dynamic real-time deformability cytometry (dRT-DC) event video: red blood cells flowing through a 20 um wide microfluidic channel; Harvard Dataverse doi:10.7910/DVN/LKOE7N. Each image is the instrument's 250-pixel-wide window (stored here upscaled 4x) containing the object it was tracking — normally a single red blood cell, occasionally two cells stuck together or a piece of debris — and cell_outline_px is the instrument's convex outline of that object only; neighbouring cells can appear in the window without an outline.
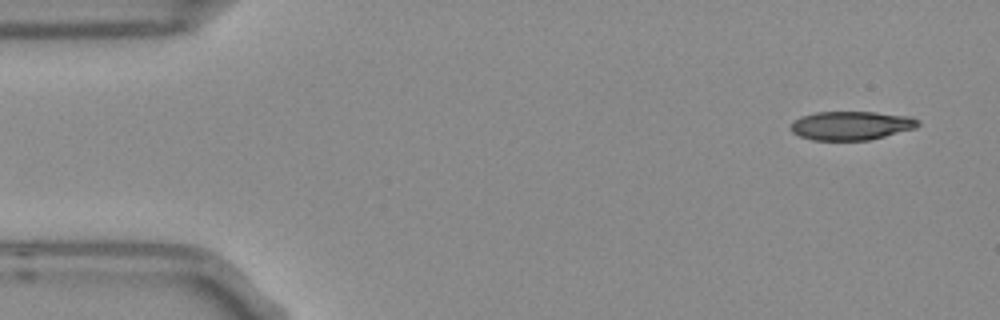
{"species": "Egyptian fruit bat (a non-hibernating species)", "species_latin": "Rousettus aegyptiacus", "temperature_condition": "room temperature", "stored_images_in_passage": 5, "camera_frame_rate_fps": 3000, "um_per_image_px": 0.085, "frame": {"image": 1, "passage_image": 1, "time_ms": 0.0, "image_size_px": [1000, 320], "cell_outline_px": [[920, 124], [916, 128], [868, 140], [812, 140], [800, 136], [792, 132], [792, 120], [800, 116], [816, 112], [876, 112], [912, 116], [920, 120]], "centroid_in_image_um": [72.37, 10.66], "position_along_channel_um": 12.6, "area_um2": 21.44}}
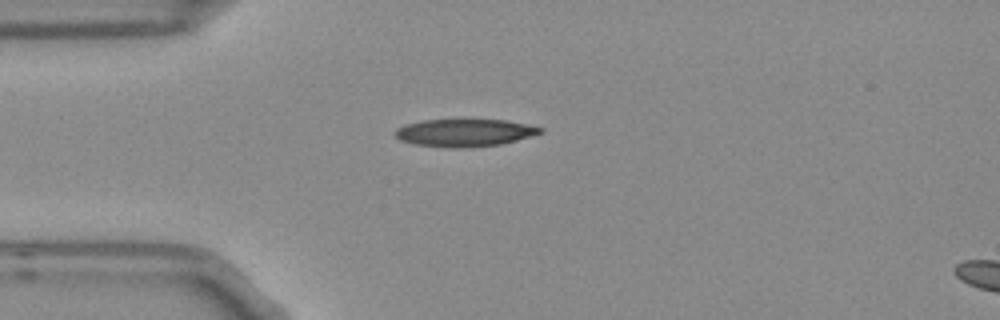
{"frame": {"image": 2, "passage_image": 4, "time_ms": 1.0, "image_size_px": [1000, 320], "cell_outline_px": [[544, 132], [532, 136], [500, 144], [464, 148], [452, 148], [416, 144], [400, 140], [392, 132], [396, 128], [408, 124], [424, 120], [504, 120], [528, 124], [544, 128]], "centroid_in_image_um": [39.51, 11.28], "position_along_channel_um": 45.5, "area_um2": 23.18}}